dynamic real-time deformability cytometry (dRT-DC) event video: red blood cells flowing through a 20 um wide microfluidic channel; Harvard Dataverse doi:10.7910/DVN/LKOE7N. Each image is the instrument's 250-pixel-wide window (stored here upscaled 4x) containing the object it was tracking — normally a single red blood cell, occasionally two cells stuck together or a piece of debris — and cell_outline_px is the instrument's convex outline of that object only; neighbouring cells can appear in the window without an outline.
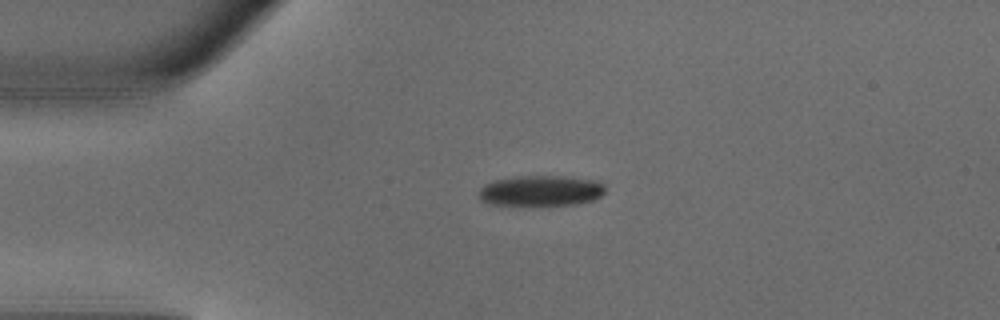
{"species": "common noctule bat (a hibernating species)", "species_latin": "Nyctalus noctula", "temperature_condition": "warm", "stored_images_in_passage": 38, "camera_frame_rate_fps": 3000, "um_per_image_px": 0.085, "animal": {"sex": "male", "body_mass_g": 18.8}, "frame": {"image": 1, "passage_image": 1, "time_ms": 0.0, "image_size_px": [1000, 320], "cell_outline_px": [[604, 192], [600, 196], [592, 200], [576, 204], [548, 208], [488, 204], [480, 200], [476, 192], [484, 184], [492, 180], [512, 176], [564, 176], [596, 180], [604, 184]], "centroid_in_image_um": [45.9, 16.25], "position_along_channel_um": 39.1, "area_um2": 23.81}}
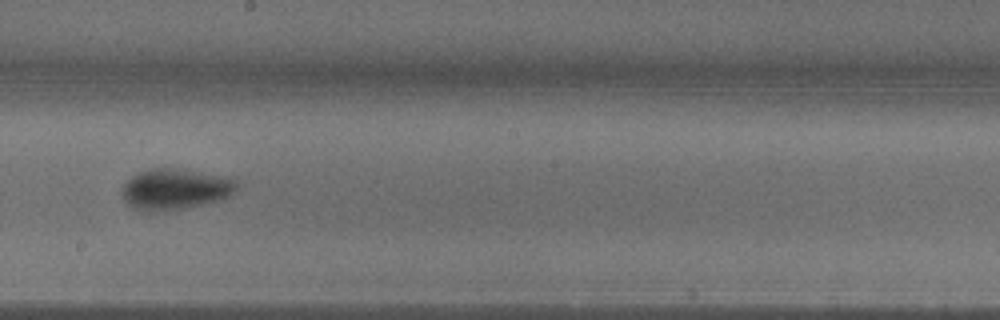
{"frame": {"image": 2, "passage_image": 17, "time_ms": 5.333, "image_size_px": [1000, 320], "cell_outline_px": [[236, 188], [228, 196], [220, 200], [164, 212], [144, 212], [132, 208], [124, 200], [120, 192], [124, 184], [132, 176], [140, 172], [152, 168], [172, 168], [200, 172], [224, 176], [236, 180]], "centroid_in_image_um": [14.82, 16.1], "position_along_channel_um": 233.4, "area_um2": 27.28}}
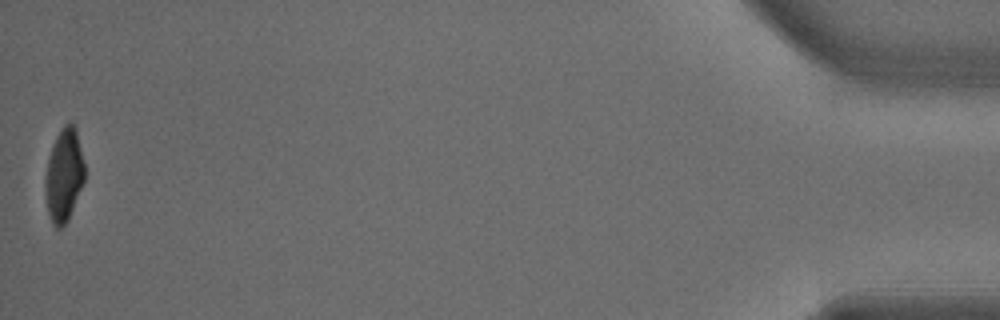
{"frame": {"image": 3, "passage_image": 38, "time_ms": 12.333, "image_size_px": [1000, 320], "cell_outline_px": [[84, 180], [68, 220], [60, 228], [56, 228], [52, 224], [48, 212], [44, 192], [44, 180], [48, 160], [52, 144], [56, 136], [64, 124], [72, 124], [76, 128], [84, 164]], "centroid_in_image_um": [5.41, 14.9], "position_along_channel_um": 429.8, "area_um2": 21.21}, "authors_computed_cell_mechanics": {"area_um2": 24.7673, "velocity_mm_per_s": 4.1625, "shape_relaxation_time_tau1_ms": 2.762, "shape_relaxation_time_tau2_ms": 1.767, "deformation_change_tau1": 0.1622, "deformation_change_tau2": 0.064}}